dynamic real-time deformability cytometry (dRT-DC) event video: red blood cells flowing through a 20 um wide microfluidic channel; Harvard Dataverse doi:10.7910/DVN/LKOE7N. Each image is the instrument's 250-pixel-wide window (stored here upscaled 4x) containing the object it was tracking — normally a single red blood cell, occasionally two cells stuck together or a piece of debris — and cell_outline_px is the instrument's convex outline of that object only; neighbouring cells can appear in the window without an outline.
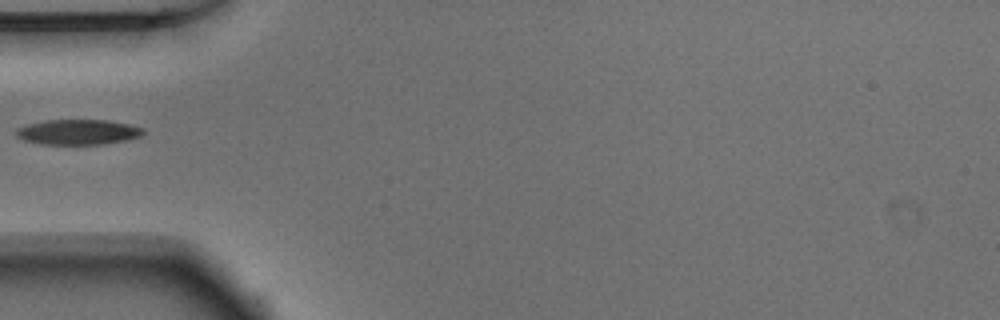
{"species": "Egyptian fruit bat (a non-hibernating species)", "species_latin": "Rousettus aegyptiacus", "temperature_condition": "warm", "stored_images_in_passage": 36, "camera_frame_rate_fps": 3000, "um_per_image_px": 0.085, "animal": {"sex": "male"}, "frame": {"image": 1, "passage_image": 1, "time_ms": 0.0, "image_size_px": [1000, 320], "cell_outline_px": [[144, 132], [140, 136], [128, 140], [104, 144], [40, 144], [24, 140], [16, 136], [16, 128], [28, 124], [44, 120], [108, 120], [128, 124], [144, 128]], "centroid_in_image_um": [6.63, 11.22], "position_along_channel_um": 78.4, "area_um2": 18.73}}
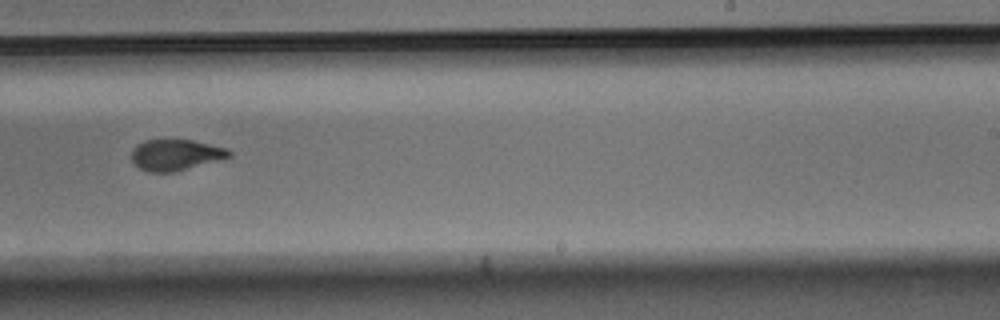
{"frame": {"image": 2, "passage_image": 16, "time_ms": 5.0, "image_size_px": [1000, 320], "cell_outline_px": [[232, 156], [220, 160], [172, 172], [148, 172], [132, 164], [132, 148], [136, 144], [144, 140], [192, 140], [228, 148], [232, 152]], "centroid_in_image_um": [14.92, 13.16], "position_along_channel_um": 274.1, "area_um2": 17.74}}
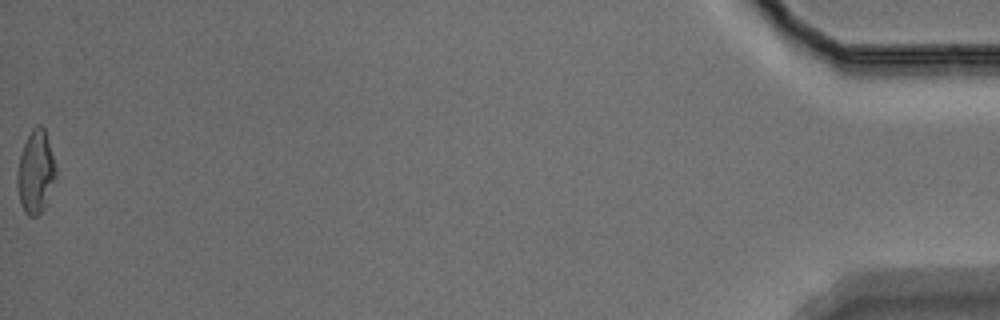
{"frame": {"image": 3, "passage_image": 36, "time_ms": 11.667, "image_size_px": [1000, 320], "cell_outline_px": [[56, 176], [40, 212], [36, 216], [28, 216], [24, 212], [20, 204], [16, 184], [16, 172], [20, 156], [24, 144], [32, 128], [36, 124], [40, 124], [44, 128], [56, 168]], "centroid_in_image_um": [2.99, 14.6], "position_along_channel_um": 432.2, "area_um2": 18.26}}